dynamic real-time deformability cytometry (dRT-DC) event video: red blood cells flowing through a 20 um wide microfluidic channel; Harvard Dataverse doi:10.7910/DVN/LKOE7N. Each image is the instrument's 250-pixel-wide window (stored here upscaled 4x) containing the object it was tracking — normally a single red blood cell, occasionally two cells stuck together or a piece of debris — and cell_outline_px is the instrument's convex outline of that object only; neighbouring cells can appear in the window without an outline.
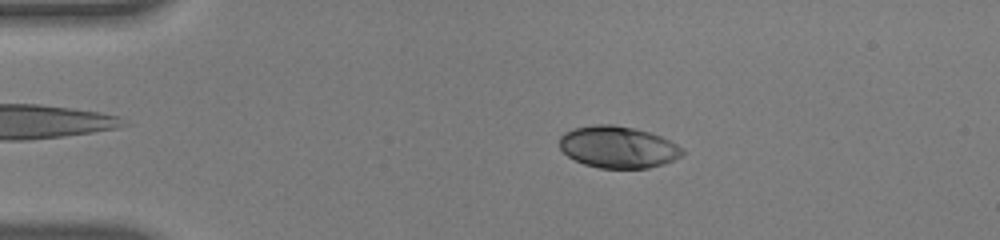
{"species": "human", "species_latin": "Homo sapiens", "temperature_condition": "warm", "stored_images_in_passage": 54, "camera_frame_rate_fps": 3000, "um_per_image_px": 0.085, "donor": {"sex": "male"}, "frame": {"image": 1, "passage_image": 11, "time_ms": 3.333, "image_size_px": [1000, 240], "cell_outline_px": [[684, 152], [680, 156], [664, 164], [648, 168], [600, 168], [584, 164], [568, 156], [560, 148], [560, 136], [564, 132], [572, 128], [596, 124], [612, 124], [632, 128], [648, 132], [660, 136], [684, 148]], "centroid_in_image_um": [52.51, 12.5], "position_along_channel_um": 32.5, "area_um2": 29.82}}
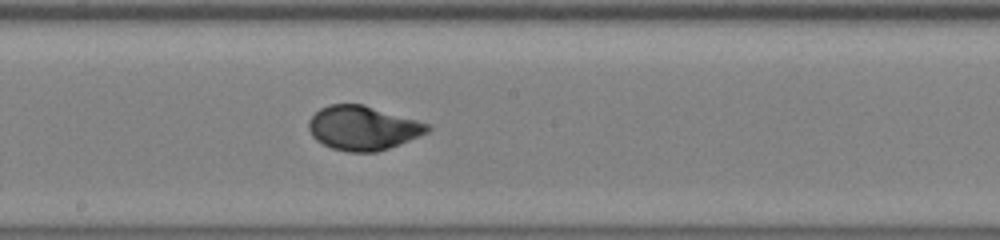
{"frame": {"image": 2, "passage_image": 30, "time_ms": 9.667, "image_size_px": [1000, 240], "cell_outline_px": [[432, 128], [428, 132], [388, 148], [376, 152], [348, 152], [332, 148], [316, 140], [312, 136], [308, 128], [308, 120], [320, 108], [328, 104], [364, 104], [432, 124]], "centroid_in_image_um": [30.85, 10.86], "position_along_channel_um": 217.4, "area_um2": 30.69}}
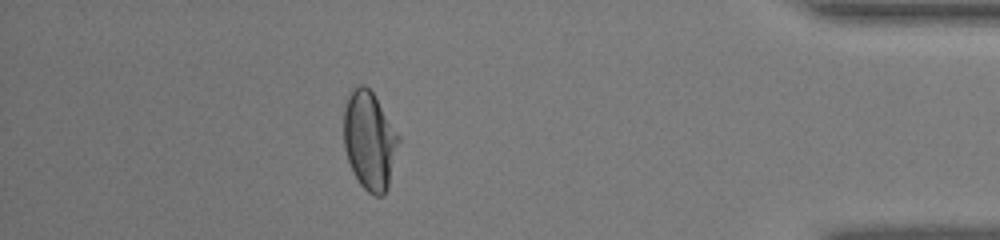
{"frame": {"image": 3, "passage_image": 48, "time_ms": 15.667, "image_size_px": [1000, 240], "cell_outline_px": [[400, 140], [388, 188], [384, 196], [372, 196], [360, 184], [348, 160], [344, 148], [344, 96], [352, 88], [360, 84], [364, 84], [372, 92], [400, 136]], "centroid_in_image_um": [31.4, 11.92], "position_along_channel_um": 403.8, "area_um2": 31.73}, "authors_computed_cell_mechanics": {"area_um2": 30.634, "velocity_mm_per_s": 3.8146, "shape_relaxation_time_tau1_ms": 3.8765, "shape_relaxation_time_tau2_ms": null, "deformation_change_tau1": 0.1926, "deformation_change_tau2": null}}